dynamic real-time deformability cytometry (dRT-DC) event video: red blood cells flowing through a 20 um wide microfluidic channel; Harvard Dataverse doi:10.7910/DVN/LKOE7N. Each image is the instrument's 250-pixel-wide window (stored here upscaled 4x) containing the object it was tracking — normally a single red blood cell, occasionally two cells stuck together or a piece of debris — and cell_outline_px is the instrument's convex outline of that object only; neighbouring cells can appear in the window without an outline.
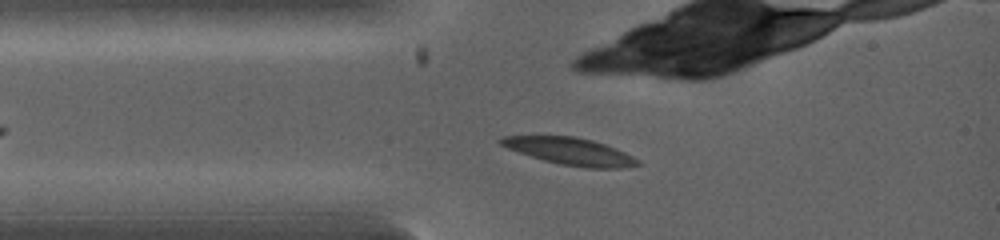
{"species": "common noctule bat (a hibernating species)", "species_latin": "Nyctalus noctula", "temperature_condition": "warm", "stored_images_in_passage": 13, "camera_frame_rate_fps": 5000, "um_per_image_px": 0.085, "animal": {"sex": "female", "body_mass_g": 19.0, "forearm_length_mm": 53.3}, "frame": {"image": 1, "passage_image": 3, "time_ms": 0.6, "image_size_px": [1000, 240], "cell_outline_px": [[640, 164], [620, 168], [584, 168], [560, 164], [544, 160], [508, 148], [500, 144], [496, 140], [500, 136], [576, 136], [592, 140], [616, 148], [640, 160]], "centroid_in_image_um": [48.46, 12.85], "position_along_channel_um": 36.5, "area_um2": 21.5}}
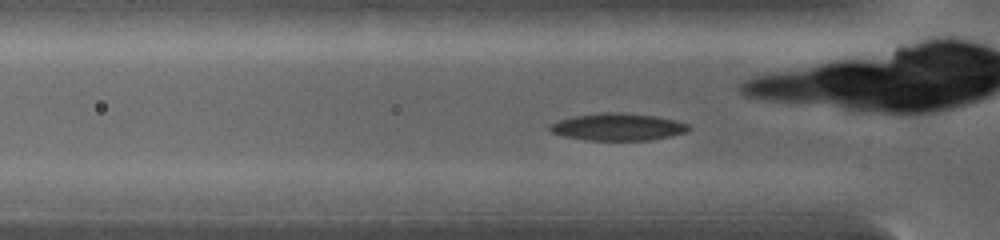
{"frame": {"image": 2, "passage_image": 7, "time_ms": 1.4, "image_size_px": [1000, 240], "cell_outline_px": [[692, 128], [688, 132], [672, 136], [652, 140], [584, 140], [564, 136], [552, 132], [548, 128], [552, 124], [560, 120], [572, 116], [600, 112], [624, 112], [656, 116], [676, 120], [688, 124]], "centroid_in_image_um": [52.57, 10.78], "position_along_channel_um": 73.2, "area_um2": 22.25}}